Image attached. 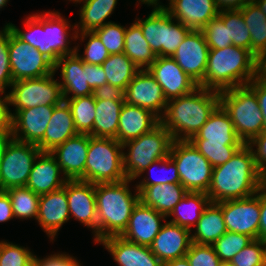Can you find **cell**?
Returning a JSON list of instances; mask_svg holds the SVG:
<instances>
[{"label":"cell","instance_id":"cell-3","mask_svg":"<svg viewBox=\"0 0 266 266\" xmlns=\"http://www.w3.org/2000/svg\"><path fill=\"white\" fill-rule=\"evenodd\" d=\"M219 104V91L198 86L189 94L168 100L161 124L174 140H190Z\"/></svg>","mask_w":266,"mask_h":266},{"label":"cell","instance_id":"cell-59","mask_svg":"<svg viewBox=\"0 0 266 266\" xmlns=\"http://www.w3.org/2000/svg\"><path fill=\"white\" fill-rule=\"evenodd\" d=\"M14 219L12 204L8 192L0 190V223Z\"/></svg>","mask_w":266,"mask_h":266},{"label":"cell","instance_id":"cell-63","mask_svg":"<svg viewBox=\"0 0 266 266\" xmlns=\"http://www.w3.org/2000/svg\"><path fill=\"white\" fill-rule=\"evenodd\" d=\"M163 266H190V263L187 257L185 256L182 258L167 261Z\"/></svg>","mask_w":266,"mask_h":266},{"label":"cell","instance_id":"cell-36","mask_svg":"<svg viewBox=\"0 0 266 266\" xmlns=\"http://www.w3.org/2000/svg\"><path fill=\"white\" fill-rule=\"evenodd\" d=\"M123 52L140 70L147 69L157 58L136 22L126 26Z\"/></svg>","mask_w":266,"mask_h":266},{"label":"cell","instance_id":"cell-2","mask_svg":"<svg viewBox=\"0 0 266 266\" xmlns=\"http://www.w3.org/2000/svg\"><path fill=\"white\" fill-rule=\"evenodd\" d=\"M24 21L26 31H22L10 22L6 25L20 40L36 48L53 64L60 57L73 54L76 51V46H73V48L68 46L71 39L76 40L75 23L71 25L70 21L61 16L60 12L35 13L29 15ZM70 28L74 31L72 34Z\"/></svg>","mask_w":266,"mask_h":266},{"label":"cell","instance_id":"cell-61","mask_svg":"<svg viewBox=\"0 0 266 266\" xmlns=\"http://www.w3.org/2000/svg\"><path fill=\"white\" fill-rule=\"evenodd\" d=\"M256 78L266 85V54L257 57Z\"/></svg>","mask_w":266,"mask_h":266},{"label":"cell","instance_id":"cell-30","mask_svg":"<svg viewBox=\"0 0 266 266\" xmlns=\"http://www.w3.org/2000/svg\"><path fill=\"white\" fill-rule=\"evenodd\" d=\"M77 134L70 107L63 100L60 104L55 105L44 137L37 146L42 152H50Z\"/></svg>","mask_w":266,"mask_h":266},{"label":"cell","instance_id":"cell-32","mask_svg":"<svg viewBox=\"0 0 266 266\" xmlns=\"http://www.w3.org/2000/svg\"><path fill=\"white\" fill-rule=\"evenodd\" d=\"M83 4L79 10L80 21L75 24L76 32H94L109 22V18L116 8L118 0H69ZM82 2V3H81Z\"/></svg>","mask_w":266,"mask_h":266},{"label":"cell","instance_id":"cell-67","mask_svg":"<svg viewBox=\"0 0 266 266\" xmlns=\"http://www.w3.org/2000/svg\"><path fill=\"white\" fill-rule=\"evenodd\" d=\"M218 266H234L230 261H220Z\"/></svg>","mask_w":266,"mask_h":266},{"label":"cell","instance_id":"cell-15","mask_svg":"<svg viewBox=\"0 0 266 266\" xmlns=\"http://www.w3.org/2000/svg\"><path fill=\"white\" fill-rule=\"evenodd\" d=\"M209 47L201 30H190L171 56L197 84L205 76Z\"/></svg>","mask_w":266,"mask_h":266},{"label":"cell","instance_id":"cell-46","mask_svg":"<svg viewBox=\"0 0 266 266\" xmlns=\"http://www.w3.org/2000/svg\"><path fill=\"white\" fill-rule=\"evenodd\" d=\"M106 47L109 54H121L125 45L126 26L109 22L94 31Z\"/></svg>","mask_w":266,"mask_h":266},{"label":"cell","instance_id":"cell-37","mask_svg":"<svg viewBox=\"0 0 266 266\" xmlns=\"http://www.w3.org/2000/svg\"><path fill=\"white\" fill-rule=\"evenodd\" d=\"M101 66L106 74L107 83L123 91H125L128 84L140 71L138 66L124 52L121 54H110Z\"/></svg>","mask_w":266,"mask_h":266},{"label":"cell","instance_id":"cell-44","mask_svg":"<svg viewBox=\"0 0 266 266\" xmlns=\"http://www.w3.org/2000/svg\"><path fill=\"white\" fill-rule=\"evenodd\" d=\"M213 167L226 163L244 144L191 143Z\"/></svg>","mask_w":266,"mask_h":266},{"label":"cell","instance_id":"cell-31","mask_svg":"<svg viewBox=\"0 0 266 266\" xmlns=\"http://www.w3.org/2000/svg\"><path fill=\"white\" fill-rule=\"evenodd\" d=\"M139 201L168 216L188 191L181 184L136 186Z\"/></svg>","mask_w":266,"mask_h":266},{"label":"cell","instance_id":"cell-10","mask_svg":"<svg viewBox=\"0 0 266 266\" xmlns=\"http://www.w3.org/2000/svg\"><path fill=\"white\" fill-rule=\"evenodd\" d=\"M169 157L175 162L180 184L188 192L207 193L213 166L189 140H174Z\"/></svg>","mask_w":266,"mask_h":266},{"label":"cell","instance_id":"cell-28","mask_svg":"<svg viewBox=\"0 0 266 266\" xmlns=\"http://www.w3.org/2000/svg\"><path fill=\"white\" fill-rule=\"evenodd\" d=\"M160 123L161 119L152 111L124 102L115 139L124 144L150 132Z\"/></svg>","mask_w":266,"mask_h":266},{"label":"cell","instance_id":"cell-53","mask_svg":"<svg viewBox=\"0 0 266 266\" xmlns=\"http://www.w3.org/2000/svg\"><path fill=\"white\" fill-rule=\"evenodd\" d=\"M37 260V266H80V261L73 256H70L68 253H54L49 256H46L42 259L38 258L37 255H34Z\"/></svg>","mask_w":266,"mask_h":266},{"label":"cell","instance_id":"cell-33","mask_svg":"<svg viewBox=\"0 0 266 266\" xmlns=\"http://www.w3.org/2000/svg\"><path fill=\"white\" fill-rule=\"evenodd\" d=\"M210 202L207 193L188 192L178 202L167 218L172 216L173 218L170 219V223L180 225L192 231V226L194 228L197 225L201 214Z\"/></svg>","mask_w":266,"mask_h":266},{"label":"cell","instance_id":"cell-58","mask_svg":"<svg viewBox=\"0 0 266 266\" xmlns=\"http://www.w3.org/2000/svg\"><path fill=\"white\" fill-rule=\"evenodd\" d=\"M258 239L266 241V183L260 188V219Z\"/></svg>","mask_w":266,"mask_h":266},{"label":"cell","instance_id":"cell-38","mask_svg":"<svg viewBox=\"0 0 266 266\" xmlns=\"http://www.w3.org/2000/svg\"><path fill=\"white\" fill-rule=\"evenodd\" d=\"M251 36V52L256 56L266 54V16L258 5L251 1L240 9Z\"/></svg>","mask_w":266,"mask_h":266},{"label":"cell","instance_id":"cell-16","mask_svg":"<svg viewBox=\"0 0 266 266\" xmlns=\"http://www.w3.org/2000/svg\"><path fill=\"white\" fill-rule=\"evenodd\" d=\"M124 101L152 111L160 119L167 108L161 86L147 69L140 70L124 91Z\"/></svg>","mask_w":266,"mask_h":266},{"label":"cell","instance_id":"cell-45","mask_svg":"<svg viewBox=\"0 0 266 266\" xmlns=\"http://www.w3.org/2000/svg\"><path fill=\"white\" fill-rule=\"evenodd\" d=\"M230 262L234 266H266V241L253 239Z\"/></svg>","mask_w":266,"mask_h":266},{"label":"cell","instance_id":"cell-4","mask_svg":"<svg viewBox=\"0 0 266 266\" xmlns=\"http://www.w3.org/2000/svg\"><path fill=\"white\" fill-rule=\"evenodd\" d=\"M257 57L234 45L209 49L204 79L198 86L215 91L246 86L256 77Z\"/></svg>","mask_w":266,"mask_h":266},{"label":"cell","instance_id":"cell-21","mask_svg":"<svg viewBox=\"0 0 266 266\" xmlns=\"http://www.w3.org/2000/svg\"><path fill=\"white\" fill-rule=\"evenodd\" d=\"M54 107L55 105H38L19 110L12 117L13 138L37 145L44 137Z\"/></svg>","mask_w":266,"mask_h":266},{"label":"cell","instance_id":"cell-25","mask_svg":"<svg viewBox=\"0 0 266 266\" xmlns=\"http://www.w3.org/2000/svg\"><path fill=\"white\" fill-rule=\"evenodd\" d=\"M110 252L118 266H163L150 246L139 245L122 236L107 237L100 242Z\"/></svg>","mask_w":266,"mask_h":266},{"label":"cell","instance_id":"cell-65","mask_svg":"<svg viewBox=\"0 0 266 266\" xmlns=\"http://www.w3.org/2000/svg\"><path fill=\"white\" fill-rule=\"evenodd\" d=\"M260 10L263 12V14L266 16V0H253Z\"/></svg>","mask_w":266,"mask_h":266},{"label":"cell","instance_id":"cell-49","mask_svg":"<svg viewBox=\"0 0 266 266\" xmlns=\"http://www.w3.org/2000/svg\"><path fill=\"white\" fill-rule=\"evenodd\" d=\"M9 60V28L5 24L0 30V90L2 91H6V88H10L13 83Z\"/></svg>","mask_w":266,"mask_h":266},{"label":"cell","instance_id":"cell-14","mask_svg":"<svg viewBox=\"0 0 266 266\" xmlns=\"http://www.w3.org/2000/svg\"><path fill=\"white\" fill-rule=\"evenodd\" d=\"M222 208L226 230L258 239L260 189L250 197L217 203Z\"/></svg>","mask_w":266,"mask_h":266},{"label":"cell","instance_id":"cell-5","mask_svg":"<svg viewBox=\"0 0 266 266\" xmlns=\"http://www.w3.org/2000/svg\"><path fill=\"white\" fill-rule=\"evenodd\" d=\"M131 181L95 184L97 243L107 237L120 236L125 231L132 210L139 202L136 185L135 194L130 191Z\"/></svg>","mask_w":266,"mask_h":266},{"label":"cell","instance_id":"cell-6","mask_svg":"<svg viewBox=\"0 0 266 266\" xmlns=\"http://www.w3.org/2000/svg\"><path fill=\"white\" fill-rule=\"evenodd\" d=\"M173 141L171 133L160 123L150 132L122 144L123 149L128 148L127 152L123 151V169L127 179L133 182L153 166L161 165V159L170 155Z\"/></svg>","mask_w":266,"mask_h":266},{"label":"cell","instance_id":"cell-47","mask_svg":"<svg viewBox=\"0 0 266 266\" xmlns=\"http://www.w3.org/2000/svg\"><path fill=\"white\" fill-rule=\"evenodd\" d=\"M34 255L28 247L25 248L6 240L0 241V266H23Z\"/></svg>","mask_w":266,"mask_h":266},{"label":"cell","instance_id":"cell-55","mask_svg":"<svg viewBox=\"0 0 266 266\" xmlns=\"http://www.w3.org/2000/svg\"><path fill=\"white\" fill-rule=\"evenodd\" d=\"M87 82L93 91L107 84L106 74L101 65L87 64Z\"/></svg>","mask_w":266,"mask_h":266},{"label":"cell","instance_id":"cell-26","mask_svg":"<svg viewBox=\"0 0 266 266\" xmlns=\"http://www.w3.org/2000/svg\"><path fill=\"white\" fill-rule=\"evenodd\" d=\"M165 9L177 21L191 30H202L217 17L219 10L215 0H168Z\"/></svg>","mask_w":266,"mask_h":266},{"label":"cell","instance_id":"cell-34","mask_svg":"<svg viewBox=\"0 0 266 266\" xmlns=\"http://www.w3.org/2000/svg\"><path fill=\"white\" fill-rule=\"evenodd\" d=\"M192 233V243L212 245L227 230L222 213V208L210 202L201 214L200 219Z\"/></svg>","mask_w":266,"mask_h":266},{"label":"cell","instance_id":"cell-51","mask_svg":"<svg viewBox=\"0 0 266 266\" xmlns=\"http://www.w3.org/2000/svg\"><path fill=\"white\" fill-rule=\"evenodd\" d=\"M161 167L165 172H167L168 174L170 173V174L165 176L164 174L165 172H164L162 177L156 176L154 179H151L152 175L151 177L145 176L141 181H139L135 185L136 186H151V185H162V184H180V177H179L177 167L175 165V162L169 156L167 158L161 159Z\"/></svg>","mask_w":266,"mask_h":266},{"label":"cell","instance_id":"cell-13","mask_svg":"<svg viewBox=\"0 0 266 266\" xmlns=\"http://www.w3.org/2000/svg\"><path fill=\"white\" fill-rule=\"evenodd\" d=\"M9 57L13 82L54 73V64L36 48L20 40L10 29Z\"/></svg>","mask_w":266,"mask_h":266},{"label":"cell","instance_id":"cell-39","mask_svg":"<svg viewBox=\"0 0 266 266\" xmlns=\"http://www.w3.org/2000/svg\"><path fill=\"white\" fill-rule=\"evenodd\" d=\"M71 110L75 129L80 134L93 136V124L96 116L94 95L65 100Z\"/></svg>","mask_w":266,"mask_h":266},{"label":"cell","instance_id":"cell-54","mask_svg":"<svg viewBox=\"0 0 266 266\" xmlns=\"http://www.w3.org/2000/svg\"><path fill=\"white\" fill-rule=\"evenodd\" d=\"M9 106L8 93L0 90V132H12V112Z\"/></svg>","mask_w":266,"mask_h":266},{"label":"cell","instance_id":"cell-11","mask_svg":"<svg viewBox=\"0 0 266 266\" xmlns=\"http://www.w3.org/2000/svg\"><path fill=\"white\" fill-rule=\"evenodd\" d=\"M54 75L55 72L40 78L13 82L8 92L10 105L15 107L12 117L21 109L60 104L63 101L62 89Z\"/></svg>","mask_w":266,"mask_h":266},{"label":"cell","instance_id":"cell-24","mask_svg":"<svg viewBox=\"0 0 266 266\" xmlns=\"http://www.w3.org/2000/svg\"><path fill=\"white\" fill-rule=\"evenodd\" d=\"M191 233L187 228L166 221L155 236L150 249L163 264L185 257L192 244Z\"/></svg>","mask_w":266,"mask_h":266},{"label":"cell","instance_id":"cell-52","mask_svg":"<svg viewBox=\"0 0 266 266\" xmlns=\"http://www.w3.org/2000/svg\"><path fill=\"white\" fill-rule=\"evenodd\" d=\"M247 145L253 152L258 171L266 179V130L252 139ZM255 146L256 149H253Z\"/></svg>","mask_w":266,"mask_h":266},{"label":"cell","instance_id":"cell-20","mask_svg":"<svg viewBox=\"0 0 266 266\" xmlns=\"http://www.w3.org/2000/svg\"><path fill=\"white\" fill-rule=\"evenodd\" d=\"M167 216L139 201L132 210L128 225L120 235L139 245L150 246L166 222ZM164 220V223L161 221Z\"/></svg>","mask_w":266,"mask_h":266},{"label":"cell","instance_id":"cell-1","mask_svg":"<svg viewBox=\"0 0 266 266\" xmlns=\"http://www.w3.org/2000/svg\"><path fill=\"white\" fill-rule=\"evenodd\" d=\"M265 183L251 148L244 144L226 163L213 167L207 196L213 203L243 199L255 195Z\"/></svg>","mask_w":266,"mask_h":266},{"label":"cell","instance_id":"cell-40","mask_svg":"<svg viewBox=\"0 0 266 266\" xmlns=\"http://www.w3.org/2000/svg\"><path fill=\"white\" fill-rule=\"evenodd\" d=\"M11 200L14 218L37 220L39 197L29 188L12 187L6 190Z\"/></svg>","mask_w":266,"mask_h":266},{"label":"cell","instance_id":"cell-29","mask_svg":"<svg viewBox=\"0 0 266 266\" xmlns=\"http://www.w3.org/2000/svg\"><path fill=\"white\" fill-rule=\"evenodd\" d=\"M191 143L244 144L237 135L227 111L219 104L206 123L190 140Z\"/></svg>","mask_w":266,"mask_h":266},{"label":"cell","instance_id":"cell-18","mask_svg":"<svg viewBox=\"0 0 266 266\" xmlns=\"http://www.w3.org/2000/svg\"><path fill=\"white\" fill-rule=\"evenodd\" d=\"M147 70L161 86L167 101L189 94L198 87L172 57L157 56Z\"/></svg>","mask_w":266,"mask_h":266},{"label":"cell","instance_id":"cell-66","mask_svg":"<svg viewBox=\"0 0 266 266\" xmlns=\"http://www.w3.org/2000/svg\"><path fill=\"white\" fill-rule=\"evenodd\" d=\"M23 266H37V260L36 257L34 256L29 262H27L25 265Z\"/></svg>","mask_w":266,"mask_h":266},{"label":"cell","instance_id":"cell-9","mask_svg":"<svg viewBox=\"0 0 266 266\" xmlns=\"http://www.w3.org/2000/svg\"><path fill=\"white\" fill-rule=\"evenodd\" d=\"M135 22L157 56L171 57L191 30L175 20L165 8L152 9L147 18H136Z\"/></svg>","mask_w":266,"mask_h":266},{"label":"cell","instance_id":"cell-43","mask_svg":"<svg viewBox=\"0 0 266 266\" xmlns=\"http://www.w3.org/2000/svg\"><path fill=\"white\" fill-rule=\"evenodd\" d=\"M79 38L83 42L88 38L83 54L78 53L79 44L75 51L84 63L101 65L109 57L110 54L95 32H79L76 34V40Z\"/></svg>","mask_w":266,"mask_h":266},{"label":"cell","instance_id":"cell-68","mask_svg":"<svg viewBox=\"0 0 266 266\" xmlns=\"http://www.w3.org/2000/svg\"><path fill=\"white\" fill-rule=\"evenodd\" d=\"M9 0H0V9H2L4 6H7Z\"/></svg>","mask_w":266,"mask_h":266},{"label":"cell","instance_id":"cell-22","mask_svg":"<svg viewBox=\"0 0 266 266\" xmlns=\"http://www.w3.org/2000/svg\"><path fill=\"white\" fill-rule=\"evenodd\" d=\"M58 69L61 73L62 81L59 84L64 101L93 94L87 82V63H84L76 52L60 57L54 64V72L56 73Z\"/></svg>","mask_w":266,"mask_h":266},{"label":"cell","instance_id":"cell-27","mask_svg":"<svg viewBox=\"0 0 266 266\" xmlns=\"http://www.w3.org/2000/svg\"><path fill=\"white\" fill-rule=\"evenodd\" d=\"M61 174L56 158L50 152H41L31 168L26 187L38 195L56 191L67 181Z\"/></svg>","mask_w":266,"mask_h":266},{"label":"cell","instance_id":"cell-50","mask_svg":"<svg viewBox=\"0 0 266 266\" xmlns=\"http://www.w3.org/2000/svg\"><path fill=\"white\" fill-rule=\"evenodd\" d=\"M186 257L190 266H218L220 258L212 245L192 243Z\"/></svg>","mask_w":266,"mask_h":266},{"label":"cell","instance_id":"cell-42","mask_svg":"<svg viewBox=\"0 0 266 266\" xmlns=\"http://www.w3.org/2000/svg\"><path fill=\"white\" fill-rule=\"evenodd\" d=\"M252 240L253 238L246 234L226 231L212 246L220 261H230Z\"/></svg>","mask_w":266,"mask_h":266},{"label":"cell","instance_id":"cell-57","mask_svg":"<svg viewBox=\"0 0 266 266\" xmlns=\"http://www.w3.org/2000/svg\"><path fill=\"white\" fill-rule=\"evenodd\" d=\"M257 96L259 108L263 115L264 130H266V85L256 77L247 85Z\"/></svg>","mask_w":266,"mask_h":266},{"label":"cell","instance_id":"cell-62","mask_svg":"<svg viewBox=\"0 0 266 266\" xmlns=\"http://www.w3.org/2000/svg\"><path fill=\"white\" fill-rule=\"evenodd\" d=\"M13 138L12 132H0V160L4 154L6 146Z\"/></svg>","mask_w":266,"mask_h":266},{"label":"cell","instance_id":"cell-48","mask_svg":"<svg viewBox=\"0 0 266 266\" xmlns=\"http://www.w3.org/2000/svg\"><path fill=\"white\" fill-rule=\"evenodd\" d=\"M201 31L209 49H223L232 45V41H228V24H224L218 16L210 20Z\"/></svg>","mask_w":266,"mask_h":266},{"label":"cell","instance_id":"cell-7","mask_svg":"<svg viewBox=\"0 0 266 266\" xmlns=\"http://www.w3.org/2000/svg\"><path fill=\"white\" fill-rule=\"evenodd\" d=\"M220 104L229 114L239 138L248 144L264 131L256 94L246 85L219 92Z\"/></svg>","mask_w":266,"mask_h":266},{"label":"cell","instance_id":"cell-64","mask_svg":"<svg viewBox=\"0 0 266 266\" xmlns=\"http://www.w3.org/2000/svg\"><path fill=\"white\" fill-rule=\"evenodd\" d=\"M139 4H147L148 6H152L153 9H157V8H165L164 5H162L160 3V0H138L137 1Z\"/></svg>","mask_w":266,"mask_h":266},{"label":"cell","instance_id":"cell-19","mask_svg":"<svg viewBox=\"0 0 266 266\" xmlns=\"http://www.w3.org/2000/svg\"><path fill=\"white\" fill-rule=\"evenodd\" d=\"M88 146L89 134L78 133L50 151L67 180L85 181Z\"/></svg>","mask_w":266,"mask_h":266},{"label":"cell","instance_id":"cell-8","mask_svg":"<svg viewBox=\"0 0 266 266\" xmlns=\"http://www.w3.org/2000/svg\"><path fill=\"white\" fill-rule=\"evenodd\" d=\"M123 151L122 144L114 138L89 135L85 181L99 184L127 179L123 169Z\"/></svg>","mask_w":266,"mask_h":266},{"label":"cell","instance_id":"cell-56","mask_svg":"<svg viewBox=\"0 0 266 266\" xmlns=\"http://www.w3.org/2000/svg\"><path fill=\"white\" fill-rule=\"evenodd\" d=\"M93 95L95 99L124 100V91L108 83L96 88Z\"/></svg>","mask_w":266,"mask_h":266},{"label":"cell","instance_id":"cell-60","mask_svg":"<svg viewBox=\"0 0 266 266\" xmlns=\"http://www.w3.org/2000/svg\"><path fill=\"white\" fill-rule=\"evenodd\" d=\"M253 0H215L216 6L219 11L222 10H240L247 3Z\"/></svg>","mask_w":266,"mask_h":266},{"label":"cell","instance_id":"cell-12","mask_svg":"<svg viewBox=\"0 0 266 266\" xmlns=\"http://www.w3.org/2000/svg\"><path fill=\"white\" fill-rule=\"evenodd\" d=\"M41 152L36 144L12 138L0 160V190L25 187L31 168Z\"/></svg>","mask_w":266,"mask_h":266},{"label":"cell","instance_id":"cell-41","mask_svg":"<svg viewBox=\"0 0 266 266\" xmlns=\"http://www.w3.org/2000/svg\"><path fill=\"white\" fill-rule=\"evenodd\" d=\"M218 17L228 24V41L251 51V36L240 10H222Z\"/></svg>","mask_w":266,"mask_h":266},{"label":"cell","instance_id":"cell-23","mask_svg":"<svg viewBox=\"0 0 266 266\" xmlns=\"http://www.w3.org/2000/svg\"><path fill=\"white\" fill-rule=\"evenodd\" d=\"M69 220L66 183L61 189L40 195L37 222L51 241Z\"/></svg>","mask_w":266,"mask_h":266},{"label":"cell","instance_id":"cell-17","mask_svg":"<svg viewBox=\"0 0 266 266\" xmlns=\"http://www.w3.org/2000/svg\"><path fill=\"white\" fill-rule=\"evenodd\" d=\"M66 195L70 213L87 228H91L97 244V207L95 184L82 180H67Z\"/></svg>","mask_w":266,"mask_h":266},{"label":"cell","instance_id":"cell-35","mask_svg":"<svg viewBox=\"0 0 266 266\" xmlns=\"http://www.w3.org/2000/svg\"><path fill=\"white\" fill-rule=\"evenodd\" d=\"M124 100L96 99L93 137L116 138Z\"/></svg>","mask_w":266,"mask_h":266}]
</instances>
